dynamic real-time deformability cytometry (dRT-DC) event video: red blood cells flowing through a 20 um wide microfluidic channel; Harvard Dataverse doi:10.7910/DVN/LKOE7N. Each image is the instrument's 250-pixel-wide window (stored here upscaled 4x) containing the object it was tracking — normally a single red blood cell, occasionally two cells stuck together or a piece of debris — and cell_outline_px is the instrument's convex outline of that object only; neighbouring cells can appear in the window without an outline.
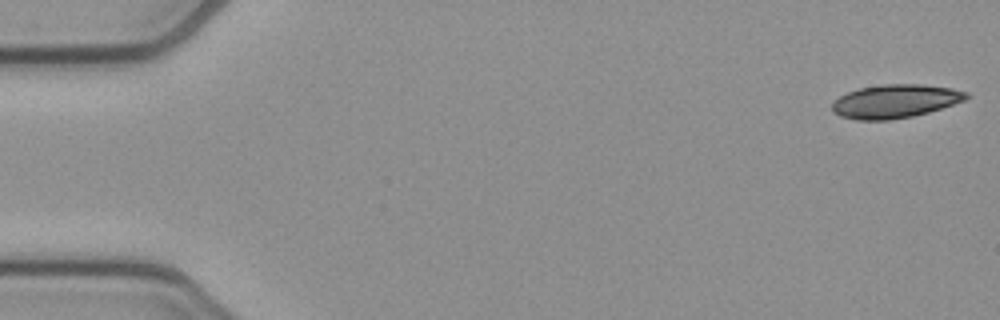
{"species": "common noctule bat (a hibernating species)", "species_latin": "Nyctalus noctula", "temperature_condition": "cold", "stored_images_in_passage": 52, "camera_frame_rate_fps": 3000, "um_per_image_px": 0.085, "animal": {"sex": "female", "body_mass_g": 21.9}, "frame": {"image": 1, "passage_image": 1, "time_ms": 0.0, "image_size_px": [1000, 320], "cell_outline_px": [[972, 96], [964, 100], [928, 112], [912, 116], [888, 120], [856, 120], [840, 116], [832, 112], [832, 104], [840, 96], [848, 92], [860, 88], [884, 84], [924, 84], [952, 88], [968, 92]], "centroid_in_image_um": [76.1, 8.6], "position_along_channel_um": 8.9, "area_um2": 26.13}}